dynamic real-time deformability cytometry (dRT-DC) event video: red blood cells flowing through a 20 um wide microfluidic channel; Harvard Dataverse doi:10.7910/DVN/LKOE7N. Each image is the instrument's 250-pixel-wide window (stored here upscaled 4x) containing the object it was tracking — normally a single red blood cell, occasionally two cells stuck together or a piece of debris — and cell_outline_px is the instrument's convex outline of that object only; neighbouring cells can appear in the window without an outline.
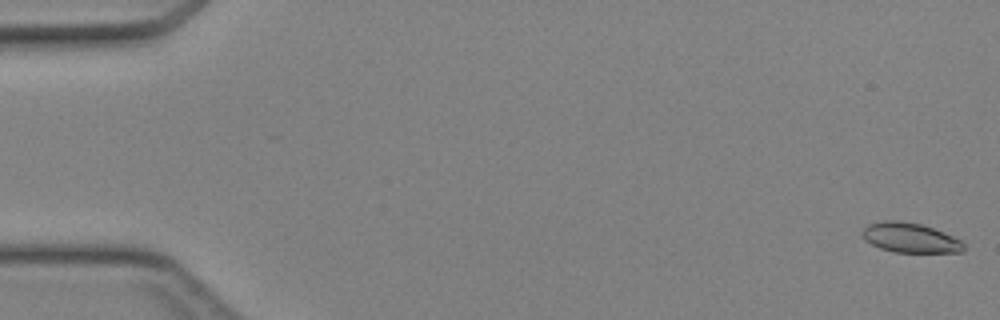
{"species": "Egyptian fruit bat (a non-hibernating species)", "species_latin": "Rousettus aegyptiacus", "temperature_condition": "cold", "stored_images_in_passage": 8, "camera_frame_rate_fps": 3000, "um_per_image_px": 0.085, "animal": {"sex": "female"}, "frame": {"image": 1, "passage_image": 1, "time_ms": 0.0, "image_size_px": [1000, 320], "cell_outline_px": [[964, 252], [892, 252], [880, 248], [864, 240], [860, 232], [868, 224], [884, 220], [896, 220], [920, 224], [944, 232], [960, 240], [964, 244]], "centroid_in_image_um": [77.33, 20.21], "position_along_channel_um": 7.7, "area_um2": 17.57}}